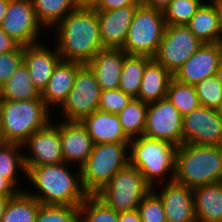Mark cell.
Returning <instances> with one entry per match:
<instances>
[{
	"label": "cell",
	"mask_w": 222,
	"mask_h": 222,
	"mask_svg": "<svg viewBox=\"0 0 222 222\" xmlns=\"http://www.w3.org/2000/svg\"><path fill=\"white\" fill-rule=\"evenodd\" d=\"M62 60L87 64L101 49L100 25L92 6H79L54 27Z\"/></svg>",
	"instance_id": "6da1fadb"
},
{
	"label": "cell",
	"mask_w": 222,
	"mask_h": 222,
	"mask_svg": "<svg viewBox=\"0 0 222 222\" xmlns=\"http://www.w3.org/2000/svg\"><path fill=\"white\" fill-rule=\"evenodd\" d=\"M69 165L61 162L31 167L26 180L38 192L27 193L43 205L80 206L88 194L82 186L80 168L72 172L70 167L74 166Z\"/></svg>",
	"instance_id": "7a4b0ae2"
},
{
	"label": "cell",
	"mask_w": 222,
	"mask_h": 222,
	"mask_svg": "<svg viewBox=\"0 0 222 222\" xmlns=\"http://www.w3.org/2000/svg\"><path fill=\"white\" fill-rule=\"evenodd\" d=\"M174 181L191 188L222 182V146L177 147Z\"/></svg>",
	"instance_id": "3957f363"
},
{
	"label": "cell",
	"mask_w": 222,
	"mask_h": 222,
	"mask_svg": "<svg viewBox=\"0 0 222 222\" xmlns=\"http://www.w3.org/2000/svg\"><path fill=\"white\" fill-rule=\"evenodd\" d=\"M176 153L175 145L144 135L129 142V164L135 166L152 187L159 188L162 183L174 180Z\"/></svg>",
	"instance_id": "277c9868"
},
{
	"label": "cell",
	"mask_w": 222,
	"mask_h": 222,
	"mask_svg": "<svg viewBox=\"0 0 222 222\" xmlns=\"http://www.w3.org/2000/svg\"><path fill=\"white\" fill-rule=\"evenodd\" d=\"M51 111L41 96L25 101L0 100L2 142L23 144L34 132L54 120Z\"/></svg>",
	"instance_id": "5b68a950"
},
{
	"label": "cell",
	"mask_w": 222,
	"mask_h": 222,
	"mask_svg": "<svg viewBox=\"0 0 222 222\" xmlns=\"http://www.w3.org/2000/svg\"><path fill=\"white\" fill-rule=\"evenodd\" d=\"M129 143L95 144L85 163L80 167L83 189L96 195L129 163Z\"/></svg>",
	"instance_id": "8992f818"
},
{
	"label": "cell",
	"mask_w": 222,
	"mask_h": 222,
	"mask_svg": "<svg viewBox=\"0 0 222 222\" xmlns=\"http://www.w3.org/2000/svg\"><path fill=\"white\" fill-rule=\"evenodd\" d=\"M152 188L140 171L128 163L96 196L116 212L131 211L138 209L142 199Z\"/></svg>",
	"instance_id": "52a82bcc"
},
{
	"label": "cell",
	"mask_w": 222,
	"mask_h": 222,
	"mask_svg": "<svg viewBox=\"0 0 222 222\" xmlns=\"http://www.w3.org/2000/svg\"><path fill=\"white\" fill-rule=\"evenodd\" d=\"M166 29L163 11L137 7L129 27L127 39L121 48L128 55H146L153 58Z\"/></svg>",
	"instance_id": "ba28073f"
},
{
	"label": "cell",
	"mask_w": 222,
	"mask_h": 222,
	"mask_svg": "<svg viewBox=\"0 0 222 222\" xmlns=\"http://www.w3.org/2000/svg\"><path fill=\"white\" fill-rule=\"evenodd\" d=\"M101 89L93 71L87 64L78 70L72 90L58 109L64 121L81 122L86 116L98 110Z\"/></svg>",
	"instance_id": "9c48e42d"
},
{
	"label": "cell",
	"mask_w": 222,
	"mask_h": 222,
	"mask_svg": "<svg viewBox=\"0 0 222 222\" xmlns=\"http://www.w3.org/2000/svg\"><path fill=\"white\" fill-rule=\"evenodd\" d=\"M202 44L186 25H166L153 58L174 75Z\"/></svg>",
	"instance_id": "30bf717a"
},
{
	"label": "cell",
	"mask_w": 222,
	"mask_h": 222,
	"mask_svg": "<svg viewBox=\"0 0 222 222\" xmlns=\"http://www.w3.org/2000/svg\"><path fill=\"white\" fill-rule=\"evenodd\" d=\"M183 116L165 97L148 103L143 135L167 141L176 147L183 144Z\"/></svg>",
	"instance_id": "8fae6325"
},
{
	"label": "cell",
	"mask_w": 222,
	"mask_h": 222,
	"mask_svg": "<svg viewBox=\"0 0 222 222\" xmlns=\"http://www.w3.org/2000/svg\"><path fill=\"white\" fill-rule=\"evenodd\" d=\"M0 27L21 46L40 43L38 39L44 31L32 0H10Z\"/></svg>",
	"instance_id": "7c38bea8"
},
{
	"label": "cell",
	"mask_w": 222,
	"mask_h": 222,
	"mask_svg": "<svg viewBox=\"0 0 222 222\" xmlns=\"http://www.w3.org/2000/svg\"><path fill=\"white\" fill-rule=\"evenodd\" d=\"M183 143L222 146V119L217 109L198 106L183 115Z\"/></svg>",
	"instance_id": "4fadbf2b"
},
{
	"label": "cell",
	"mask_w": 222,
	"mask_h": 222,
	"mask_svg": "<svg viewBox=\"0 0 222 222\" xmlns=\"http://www.w3.org/2000/svg\"><path fill=\"white\" fill-rule=\"evenodd\" d=\"M51 121L44 128L34 132L23 144L22 148H29L23 154L26 170L33 166L58 164L64 162L59 135V122ZM58 122V123H57ZM54 123V124H53Z\"/></svg>",
	"instance_id": "5bb4252c"
},
{
	"label": "cell",
	"mask_w": 222,
	"mask_h": 222,
	"mask_svg": "<svg viewBox=\"0 0 222 222\" xmlns=\"http://www.w3.org/2000/svg\"><path fill=\"white\" fill-rule=\"evenodd\" d=\"M222 61L219 43H203L199 49L174 73L178 82L196 85L202 80L215 76Z\"/></svg>",
	"instance_id": "9a60e30c"
},
{
	"label": "cell",
	"mask_w": 222,
	"mask_h": 222,
	"mask_svg": "<svg viewBox=\"0 0 222 222\" xmlns=\"http://www.w3.org/2000/svg\"><path fill=\"white\" fill-rule=\"evenodd\" d=\"M156 189L157 187L152 188L162 201L166 222H197L193 202V188L173 180L162 183L160 189ZM158 190L160 191L158 192Z\"/></svg>",
	"instance_id": "2e32d148"
},
{
	"label": "cell",
	"mask_w": 222,
	"mask_h": 222,
	"mask_svg": "<svg viewBox=\"0 0 222 222\" xmlns=\"http://www.w3.org/2000/svg\"><path fill=\"white\" fill-rule=\"evenodd\" d=\"M59 135L64 162L80 168L94 146L86 127L79 121L59 120Z\"/></svg>",
	"instance_id": "e0dca14e"
},
{
	"label": "cell",
	"mask_w": 222,
	"mask_h": 222,
	"mask_svg": "<svg viewBox=\"0 0 222 222\" xmlns=\"http://www.w3.org/2000/svg\"><path fill=\"white\" fill-rule=\"evenodd\" d=\"M44 43L24 46V64L27 66L34 87L41 94L46 88L54 69L62 60L55 47L54 50Z\"/></svg>",
	"instance_id": "ac0fdd59"
},
{
	"label": "cell",
	"mask_w": 222,
	"mask_h": 222,
	"mask_svg": "<svg viewBox=\"0 0 222 222\" xmlns=\"http://www.w3.org/2000/svg\"><path fill=\"white\" fill-rule=\"evenodd\" d=\"M139 5H129L109 11H97L100 37L104 48H122Z\"/></svg>",
	"instance_id": "d6986e66"
},
{
	"label": "cell",
	"mask_w": 222,
	"mask_h": 222,
	"mask_svg": "<svg viewBox=\"0 0 222 222\" xmlns=\"http://www.w3.org/2000/svg\"><path fill=\"white\" fill-rule=\"evenodd\" d=\"M127 53L121 48L101 49L87 65L93 71L101 91L118 89L122 65Z\"/></svg>",
	"instance_id": "ffe728a7"
},
{
	"label": "cell",
	"mask_w": 222,
	"mask_h": 222,
	"mask_svg": "<svg viewBox=\"0 0 222 222\" xmlns=\"http://www.w3.org/2000/svg\"><path fill=\"white\" fill-rule=\"evenodd\" d=\"M82 65L66 60H61L58 63L46 88L41 93V99L50 110L54 109L55 112L63 105L74 86L77 70Z\"/></svg>",
	"instance_id": "44dd1931"
},
{
	"label": "cell",
	"mask_w": 222,
	"mask_h": 222,
	"mask_svg": "<svg viewBox=\"0 0 222 222\" xmlns=\"http://www.w3.org/2000/svg\"><path fill=\"white\" fill-rule=\"evenodd\" d=\"M81 123L86 127L94 145L103 143H129L117 114L99 110L86 116Z\"/></svg>",
	"instance_id": "7402d4cb"
},
{
	"label": "cell",
	"mask_w": 222,
	"mask_h": 222,
	"mask_svg": "<svg viewBox=\"0 0 222 222\" xmlns=\"http://www.w3.org/2000/svg\"><path fill=\"white\" fill-rule=\"evenodd\" d=\"M197 222H222V182L193 188Z\"/></svg>",
	"instance_id": "603a6c76"
},
{
	"label": "cell",
	"mask_w": 222,
	"mask_h": 222,
	"mask_svg": "<svg viewBox=\"0 0 222 222\" xmlns=\"http://www.w3.org/2000/svg\"><path fill=\"white\" fill-rule=\"evenodd\" d=\"M172 78L173 75L152 58L144 69L137 99L148 104L165 98Z\"/></svg>",
	"instance_id": "cb8c5ba5"
},
{
	"label": "cell",
	"mask_w": 222,
	"mask_h": 222,
	"mask_svg": "<svg viewBox=\"0 0 222 222\" xmlns=\"http://www.w3.org/2000/svg\"><path fill=\"white\" fill-rule=\"evenodd\" d=\"M41 94L34 87L29 70L24 62L0 88V100L25 101L38 99Z\"/></svg>",
	"instance_id": "d4e9b609"
},
{
	"label": "cell",
	"mask_w": 222,
	"mask_h": 222,
	"mask_svg": "<svg viewBox=\"0 0 222 222\" xmlns=\"http://www.w3.org/2000/svg\"><path fill=\"white\" fill-rule=\"evenodd\" d=\"M186 26L203 43H218V22L215 5H201Z\"/></svg>",
	"instance_id": "484cf974"
},
{
	"label": "cell",
	"mask_w": 222,
	"mask_h": 222,
	"mask_svg": "<svg viewBox=\"0 0 222 222\" xmlns=\"http://www.w3.org/2000/svg\"><path fill=\"white\" fill-rule=\"evenodd\" d=\"M32 3L39 23L49 31L80 6L75 0H32Z\"/></svg>",
	"instance_id": "4316f807"
},
{
	"label": "cell",
	"mask_w": 222,
	"mask_h": 222,
	"mask_svg": "<svg viewBox=\"0 0 222 222\" xmlns=\"http://www.w3.org/2000/svg\"><path fill=\"white\" fill-rule=\"evenodd\" d=\"M27 191H21L9 198L0 222H36L41 203Z\"/></svg>",
	"instance_id": "83f0119b"
},
{
	"label": "cell",
	"mask_w": 222,
	"mask_h": 222,
	"mask_svg": "<svg viewBox=\"0 0 222 222\" xmlns=\"http://www.w3.org/2000/svg\"><path fill=\"white\" fill-rule=\"evenodd\" d=\"M21 151H23L22 144L0 143V175L8 179L16 188L19 186L20 172L18 173V170L22 171V176L25 175L24 178L27 177L24 153Z\"/></svg>",
	"instance_id": "f1b7e54d"
},
{
	"label": "cell",
	"mask_w": 222,
	"mask_h": 222,
	"mask_svg": "<svg viewBox=\"0 0 222 222\" xmlns=\"http://www.w3.org/2000/svg\"><path fill=\"white\" fill-rule=\"evenodd\" d=\"M152 58L146 55H126L122 65L119 89L132 98H138L146 64Z\"/></svg>",
	"instance_id": "f546056e"
},
{
	"label": "cell",
	"mask_w": 222,
	"mask_h": 222,
	"mask_svg": "<svg viewBox=\"0 0 222 222\" xmlns=\"http://www.w3.org/2000/svg\"><path fill=\"white\" fill-rule=\"evenodd\" d=\"M147 106V103L133 98L132 101L117 114L124 133L130 139L143 136L146 126Z\"/></svg>",
	"instance_id": "4dcf8cb0"
},
{
	"label": "cell",
	"mask_w": 222,
	"mask_h": 222,
	"mask_svg": "<svg viewBox=\"0 0 222 222\" xmlns=\"http://www.w3.org/2000/svg\"><path fill=\"white\" fill-rule=\"evenodd\" d=\"M166 98L182 116L201 105L195 85L184 84L174 78L169 82Z\"/></svg>",
	"instance_id": "1f68e13d"
},
{
	"label": "cell",
	"mask_w": 222,
	"mask_h": 222,
	"mask_svg": "<svg viewBox=\"0 0 222 222\" xmlns=\"http://www.w3.org/2000/svg\"><path fill=\"white\" fill-rule=\"evenodd\" d=\"M80 222H118V212L96 195H88L79 206Z\"/></svg>",
	"instance_id": "d6a6232c"
},
{
	"label": "cell",
	"mask_w": 222,
	"mask_h": 222,
	"mask_svg": "<svg viewBox=\"0 0 222 222\" xmlns=\"http://www.w3.org/2000/svg\"><path fill=\"white\" fill-rule=\"evenodd\" d=\"M200 6L195 0H172L163 10L166 25H186Z\"/></svg>",
	"instance_id": "836d02e7"
},
{
	"label": "cell",
	"mask_w": 222,
	"mask_h": 222,
	"mask_svg": "<svg viewBox=\"0 0 222 222\" xmlns=\"http://www.w3.org/2000/svg\"><path fill=\"white\" fill-rule=\"evenodd\" d=\"M36 222H80L79 206L41 204Z\"/></svg>",
	"instance_id": "e575fe53"
},
{
	"label": "cell",
	"mask_w": 222,
	"mask_h": 222,
	"mask_svg": "<svg viewBox=\"0 0 222 222\" xmlns=\"http://www.w3.org/2000/svg\"><path fill=\"white\" fill-rule=\"evenodd\" d=\"M200 104L218 109L222 103V87L215 76L208 77L195 85Z\"/></svg>",
	"instance_id": "d590c367"
},
{
	"label": "cell",
	"mask_w": 222,
	"mask_h": 222,
	"mask_svg": "<svg viewBox=\"0 0 222 222\" xmlns=\"http://www.w3.org/2000/svg\"><path fill=\"white\" fill-rule=\"evenodd\" d=\"M138 211L142 222H166L162 201L153 190L142 199Z\"/></svg>",
	"instance_id": "8d00e7d4"
},
{
	"label": "cell",
	"mask_w": 222,
	"mask_h": 222,
	"mask_svg": "<svg viewBox=\"0 0 222 222\" xmlns=\"http://www.w3.org/2000/svg\"><path fill=\"white\" fill-rule=\"evenodd\" d=\"M132 99L130 95L125 94L119 88L103 90L100 93L98 110L106 113L118 114L132 101Z\"/></svg>",
	"instance_id": "74e56055"
},
{
	"label": "cell",
	"mask_w": 222,
	"mask_h": 222,
	"mask_svg": "<svg viewBox=\"0 0 222 222\" xmlns=\"http://www.w3.org/2000/svg\"><path fill=\"white\" fill-rule=\"evenodd\" d=\"M24 60V46L17 50L0 54V88L19 68Z\"/></svg>",
	"instance_id": "f35d334b"
},
{
	"label": "cell",
	"mask_w": 222,
	"mask_h": 222,
	"mask_svg": "<svg viewBox=\"0 0 222 222\" xmlns=\"http://www.w3.org/2000/svg\"><path fill=\"white\" fill-rule=\"evenodd\" d=\"M142 0H97L92 7L96 11H109L129 5H140Z\"/></svg>",
	"instance_id": "ab89813d"
},
{
	"label": "cell",
	"mask_w": 222,
	"mask_h": 222,
	"mask_svg": "<svg viewBox=\"0 0 222 222\" xmlns=\"http://www.w3.org/2000/svg\"><path fill=\"white\" fill-rule=\"evenodd\" d=\"M20 46L0 27V54L17 50Z\"/></svg>",
	"instance_id": "60d3db41"
},
{
	"label": "cell",
	"mask_w": 222,
	"mask_h": 222,
	"mask_svg": "<svg viewBox=\"0 0 222 222\" xmlns=\"http://www.w3.org/2000/svg\"><path fill=\"white\" fill-rule=\"evenodd\" d=\"M21 191H25V189L16 188L8 179L0 175V196L12 198Z\"/></svg>",
	"instance_id": "b9f144b4"
},
{
	"label": "cell",
	"mask_w": 222,
	"mask_h": 222,
	"mask_svg": "<svg viewBox=\"0 0 222 222\" xmlns=\"http://www.w3.org/2000/svg\"><path fill=\"white\" fill-rule=\"evenodd\" d=\"M118 222H142L138 209L118 212Z\"/></svg>",
	"instance_id": "7bdbcfd3"
},
{
	"label": "cell",
	"mask_w": 222,
	"mask_h": 222,
	"mask_svg": "<svg viewBox=\"0 0 222 222\" xmlns=\"http://www.w3.org/2000/svg\"><path fill=\"white\" fill-rule=\"evenodd\" d=\"M172 0H142V4L146 7L163 11Z\"/></svg>",
	"instance_id": "ee69618b"
},
{
	"label": "cell",
	"mask_w": 222,
	"mask_h": 222,
	"mask_svg": "<svg viewBox=\"0 0 222 222\" xmlns=\"http://www.w3.org/2000/svg\"><path fill=\"white\" fill-rule=\"evenodd\" d=\"M213 4L215 5V10L217 13V22H218V43L222 42V0H214Z\"/></svg>",
	"instance_id": "f6af8a7d"
},
{
	"label": "cell",
	"mask_w": 222,
	"mask_h": 222,
	"mask_svg": "<svg viewBox=\"0 0 222 222\" xmlns=\"http://www.w3.org/2000/svg\"><path fill=\"white\" fill-rule=\"evenodd\" d=\"M9 1L10 0H0V24L7 12Z\"/></svg>",
	"instance_id": "bcb514c9"
},
{
	"label": "cell",
	"mask_w": 222,
	"mask_h": 222,
	"mask_svg": "<svg viewBox=\"0 0 222 222\" xmlns=\"http://www.w3.org/2000/svg\"><path fill=\"white\" fill-rule=\"evenodd\" d=\"M8 200V197L0 196V221L4 215Z\"/></svg>",
	"instance_id": "7dc6e473"
},
{
	"label": "cell",
	"mask_w": 222,
	"mask_h": 222,
	"mask_svg": "<svg viewBox=\"0 0 222 222\" xmlns=\"http://www.w3.org/2000/svg\"><path fill=\"white\" fill-rule=\"evenodd\" d=\"M215 77L218 81V84L222 87V61L220 62L218 69L215 73Z\"/></svg>",
	"instance_id": "c3c4849f"
},
{
	"label": "cell",
	"mask_w": 222,
	"mask_h": 222,
	"mask_svg": "<svg viewBox=\"0 0 222 222\" xmlns=\"http://www.w3.org/2000/svg\"><path fill=\"white\" fill-rule=\"evenodd\" d=\"M195 1H197L201 5H209V4H212L214 0H209V1H207V0H195Z\"/></svg>",
	"instance_id": "681fc988"
},
{
	"label": "cell",
	"mask_w": 222,
	"mask_h": 222,
	"mask_svg": "<svg viewBox=\"0 0 222 222\" xmlns=\"http://www.w3.org/2000/svg\"><path fill=\"white\" fill-rule=\"evenodd\" d=\"M97 0H85V6H92Z\"/></svg>",
	"instance_id": "f907efd6"
},
{
	"label": "cell",
	"mask_w": 222,
	"mask_h": 222,
	"mask_svg": "<svg viewBox=\"0 0 222 222\" xmlns=\"http://www.w3.org/2000/svg\"><path fill=\"white\" fill-rule=\"evenodd\" d=\"M217 111H218V114H219L220 118L222 119V103H221V105L218 107Z\"/></svg>",
	"instance_id": "816d5d0a"
},
{
	"label": "cell",
	"mask_w": 222,
	"mask_h": 222,
	"mask_svg": "<svg viewBox=\"0 0 222 222\" xmlns=\"http://www.w3.org/2000/svg\"><path fill=\"white\" fill-rule=\"evenodd\" d=\"M80 6H85V0H75Z\"/></svg>",
	"instance_id": "f5cc1de1"
},
{
	"label": "cell",
	"mask_w": 222,
	"mask_h": 222,
	"mask_svg": "<svg viewBox=\"0 0 222 222\" xmlns=\"http://www.w3.org/2000/svg\"><path fill=\"white\" fill-rule=\"evenodd\" d=\"M0 143H2L1 125H0Z\"/></svg>",
	"instance_id": "db71d44e"
}]
</instances>
